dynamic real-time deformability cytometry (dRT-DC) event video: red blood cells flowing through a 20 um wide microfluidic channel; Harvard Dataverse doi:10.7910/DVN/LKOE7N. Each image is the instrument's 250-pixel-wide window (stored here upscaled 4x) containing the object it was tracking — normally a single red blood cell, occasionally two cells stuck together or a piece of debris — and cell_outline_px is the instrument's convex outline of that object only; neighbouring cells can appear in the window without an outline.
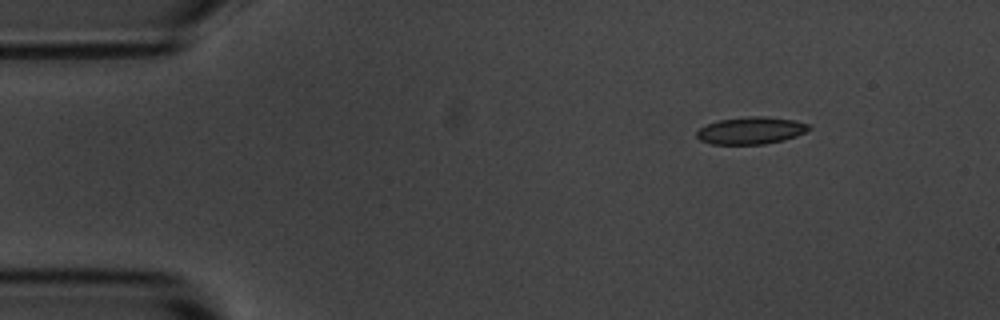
{"species": "common noctule bat (a hibernating species)", "species_latin": "Nyctalus noctula", "temperature_condition": "room temperature", "stored_images_in_passage": 6, "camera_frame_rate_fps": 3000, "um_per_image_px": 0.085, "animal": {"sex": "male", "body_mass_g": 20.1, "forearm_length_mm": 53.5}, "frame": {"image": 1, "passage_image": 6, "time_ms": 6.333, "image_size_px": [1000, 320], "cell_outline_px": [[812, 128], [796, 136], [784, 140], [764, 144], [712, 144], [700, 140], [696, 136], [696, 132], [700, 128], [708, 124], [720, 120], [748, 116], [764, 116], [796, 120], [808, 124]], "centroid_in_image_um": [63.85, 11.09], "position_along_channel_um": 21.2, "area_um2": 17.74}}